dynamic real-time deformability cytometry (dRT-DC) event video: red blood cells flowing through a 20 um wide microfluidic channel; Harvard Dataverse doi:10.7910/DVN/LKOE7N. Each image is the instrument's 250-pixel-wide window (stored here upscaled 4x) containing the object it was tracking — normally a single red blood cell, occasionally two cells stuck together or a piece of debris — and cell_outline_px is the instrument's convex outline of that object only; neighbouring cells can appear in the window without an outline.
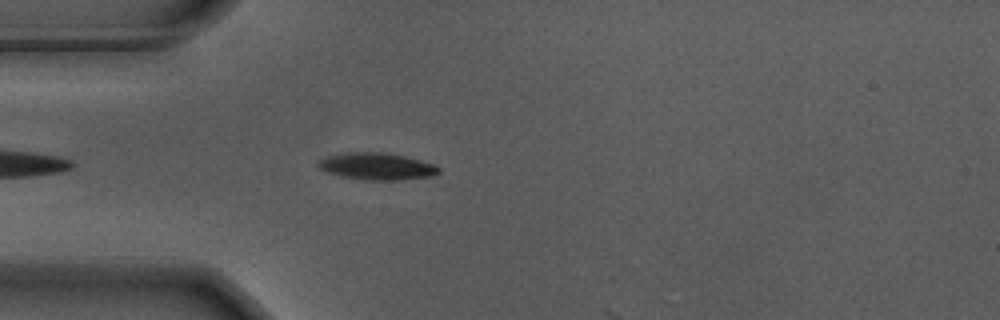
{"species": "Egyptian fruit bat (a non-hibernating species)", "species_latin": "Rousettus aegyptiacus", "temperature_condition": "warm", "stored_images_in_passage": 26, "camera_frame_rate_fps": 3000, "um_per_image_px": 0.085, "animal": {"sex": "male"}, "frame": {"image": 1, "passage_image": 5, "time_ms": 1.333, "image_size_px": [1000, 320], "cell_outline_px": [[440, 172], [432, 176], [396, 180], [368, 180], [344, 176], [328, 172], [320, 168], [316, 164], [320, 160], [328, 156], [340, 152], [384, 152], [404, 156], [436, 164], [440, 168]], "centroid_in_image_um": [32.06, 14.12], "position_along_channel_um": 52.9, "area_um2": 18.84}}
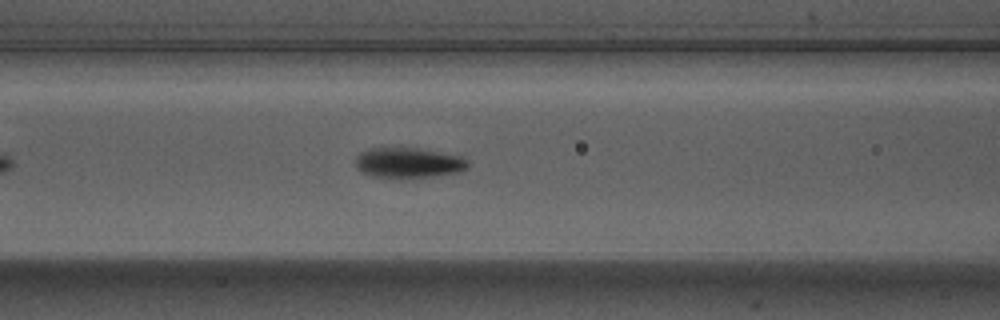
{"frame": {"image": 2, "passage_image": 12, "time_ms": 3.667, "image_size_px": [1000, 320], "cell_outline_px": [[468, 168], [460, 172], [432, 176], [400, 180], [372, 176], [364, 172], [356, 164], [356, 156], [360, 152], [368, 148], [416, 148], [460, 156], [468, 160]], "centroid_in_image_um": [34.72, 13.86], "position_along_channel_um": 131.9, "area_um2": 20.06}}
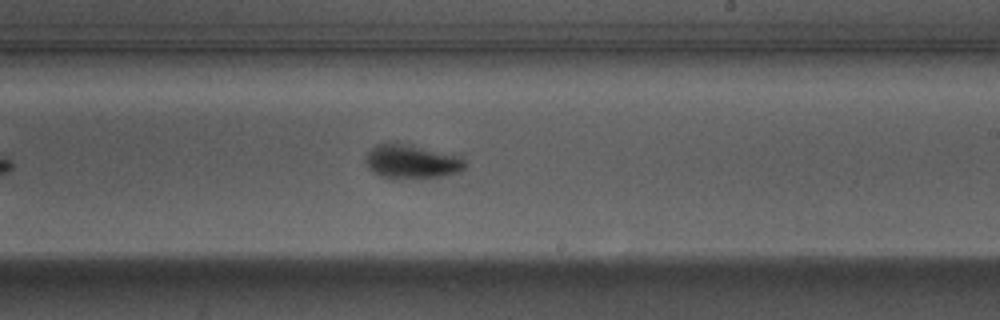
{"frame": {"image": 3, "passage_image": 22, "time_ms": 7.0, "image_size_px": [1000, 320], "cell_outline_px": [[468, 164], [460, 172], [440, 176], [380, 176], [368, 168], [364, 156], [376, 144], [388, 140], [396, 140], [460, 152]], "centroid_in_image_um": [35.1, 13.6], "position_along_channel_um": 253.9, "area_um2": 20.69}}